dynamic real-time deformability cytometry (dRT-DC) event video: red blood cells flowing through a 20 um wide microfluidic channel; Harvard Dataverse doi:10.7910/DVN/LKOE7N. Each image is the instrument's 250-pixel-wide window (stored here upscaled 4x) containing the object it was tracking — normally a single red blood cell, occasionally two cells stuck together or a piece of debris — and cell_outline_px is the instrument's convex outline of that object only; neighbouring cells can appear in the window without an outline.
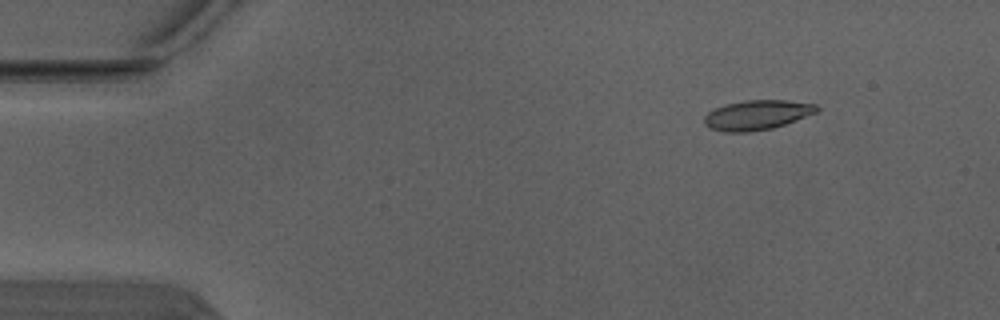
{"species": "Egyptian fruit bat (a non-hibernating species)", "species_latin": "Rousettus aegyptiacus", "temperature_condition": "warm", "stored_images_in_passage": 3, "camera_frame_rate_fps": 3000, "um_per_image_px": 0.085, "animal": {"sex": "male"}, "frame": {"image": 1, "passage_image": 1, "time_ms": 0.0, "image_size_px": [1000, 320], "cell_outline_px": [[820, 108], [816, 112], [784, 124], [772, 128], [748, 132], [724, 132], [708, 128], [704, 124], [704, 116], [708, 112], [724, 104], [744, 100], [784, 100], [816, 104]], "centroid_in_image_um": [64.29, 9.77], "position_along_channel_um": 20.7, "area_um2": 19.42}}
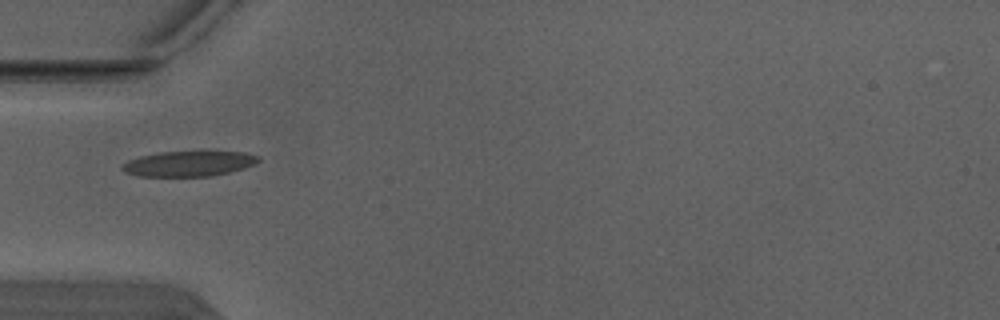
{"frame": {"image": 2, "passage_image": 3, "time_ms": 0.667, "image_size_px": [1000, 320], "cell_outline_px": [[260, 160], [244, 168], [228, 172], [208, 176], [140, 176], [124, 172], [120, 168], [120, 164], [128, 160], [140, 156], [160, 152], [248, 152], [260, 156]], "centroid_in_image_um": [16.0, 13.91], "position_along_channel_um": 69.0, "area_um2": 19.94}}